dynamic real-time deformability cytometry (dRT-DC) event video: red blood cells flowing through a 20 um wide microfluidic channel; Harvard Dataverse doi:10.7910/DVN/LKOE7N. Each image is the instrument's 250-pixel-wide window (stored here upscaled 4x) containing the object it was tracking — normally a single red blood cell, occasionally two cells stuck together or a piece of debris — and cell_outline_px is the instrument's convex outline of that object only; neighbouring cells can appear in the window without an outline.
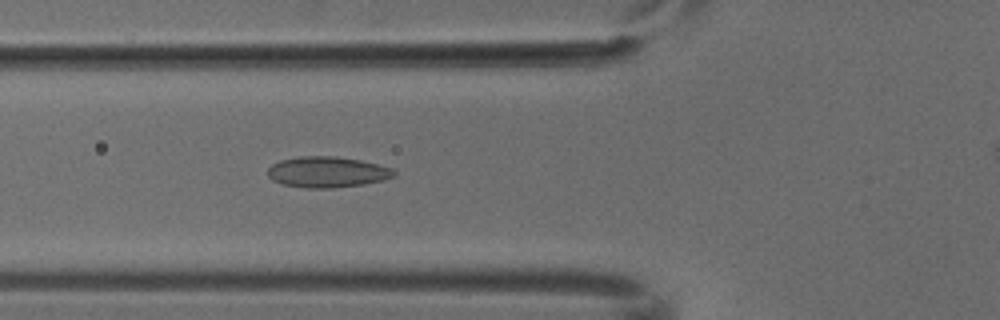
{"species": "common noctule bat (a hibernating species)", "species_latin": "Nyctalus noctula", "temperature_condition": "cold", "stored_images_in_passage": 5, "camera_frame_rate_fps": 3000, "um_per_image_px": 0.085, "animal": {"sex": "male", "body_mass_g": 18.8}, "frame": {"image": 1, "passage_image": 4, "time_ms": 1.0, "image_size_px": [1000, 320], "cell_outline_px": [[396, 176], [384, 180], [364, 184], [332, 188], [308, 188], [284, 184], [272, 180], [268, 176], [268, 168], [272, 164], [280, 160], [300, 156], [336, 156], [360, 160], [392, 168], [396, 172]], "centroid_in_image_um": [27.83, 14.62], "position_along_channel_um": 98.0, "area_um2": 22.72}}